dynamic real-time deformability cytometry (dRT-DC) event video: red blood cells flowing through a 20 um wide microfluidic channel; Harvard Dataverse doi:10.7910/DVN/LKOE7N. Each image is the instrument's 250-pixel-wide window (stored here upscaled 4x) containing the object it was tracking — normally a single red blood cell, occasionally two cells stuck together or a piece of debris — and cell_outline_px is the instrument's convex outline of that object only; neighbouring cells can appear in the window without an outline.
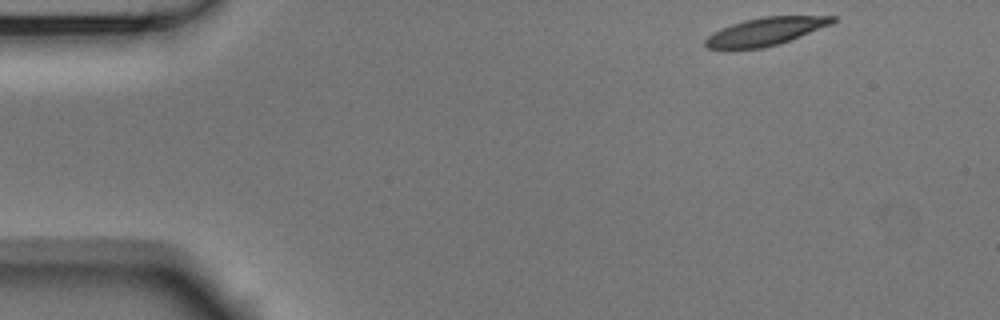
{"species": "Egyptian fruit bat (a non-hibernating species)", "species_latin": "Rousettus aegyptiacus", "temperature_condition": "room temperature", "stored_images_in_passage": 49, "camera_frame_rate_fps": 3000, "um_per_image_px": 0.085, "animal": {"sex": "male"}, "frame": {"image": 1, "passage_image": 1, "time_ms": 0.0, "image_size_px": [1000, 320], "cell_outline_px": [[836, 20], [832, 24], [788, 40], [764, 48], [708, 48], [704, 44], [704, 40], [708, 36], [732, 24], [744, 20], [764, 16], [836, 16]], "centroid_in_image_um": [65.09, 2.66], "position_along_channel_um": 19.9, "area_um2": 20.06}}
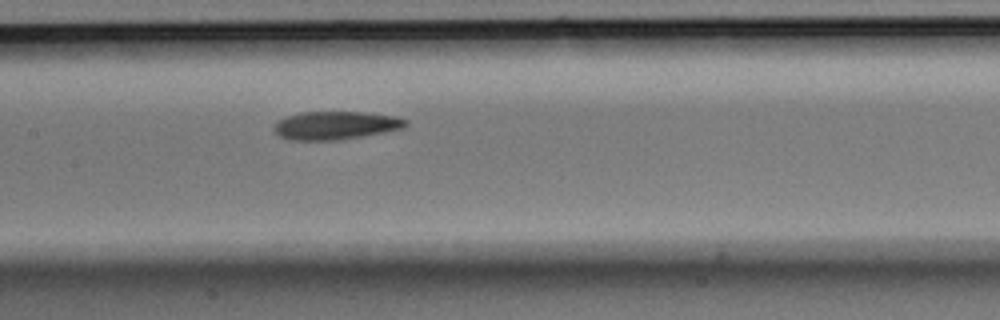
{"frame": {"image": 2, "passage_image": 21, "time_ms": 6.667, "image_size_px": [1000, 320], "cell_outline_px": [[408, 124], [404, 128], [384, 132], [340, 140], [288, 140], [280, 136], [272, 128], [272, 124], [284, 116], [300, 112], [360, 112], [396, 116], [408, 120]], "centroid_in_image_um": [28.49, 10.65], "position_along_channel_um": 178.9, "area_um2": 21.85}}
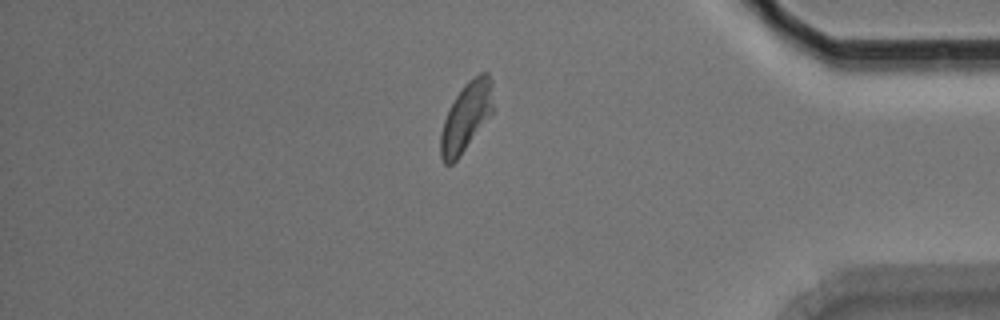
{"frame": {"image": 3, "passage_image": 41, "time_ms": 13.333, "image_size_px": [1000, 320], "cell_outline_px": [[492, 112], [460, 156], [452, 164], [444, 164], [440, 156], [440, 136], [444, 120], [456, 96], [464, 84], [468, 80], [480, 72], [488, 72], [492, 80]], "centroid_in_image_um": [39.61, 9.92], "position_along_channel_um": 395.6, "area_um2": 20.75}, "authors_computed_cell_mechanics": {"area_um2": 21.675, "velocity_mm_per_s": 3.6919, "shape_relaxation_time_tau1_ms": 4.2054, "shape_relaxation_time_tau2_ms": 6.0765, "deformation_change_tau1": 0.1524, "deformation_change_tau2": 0.1005}}